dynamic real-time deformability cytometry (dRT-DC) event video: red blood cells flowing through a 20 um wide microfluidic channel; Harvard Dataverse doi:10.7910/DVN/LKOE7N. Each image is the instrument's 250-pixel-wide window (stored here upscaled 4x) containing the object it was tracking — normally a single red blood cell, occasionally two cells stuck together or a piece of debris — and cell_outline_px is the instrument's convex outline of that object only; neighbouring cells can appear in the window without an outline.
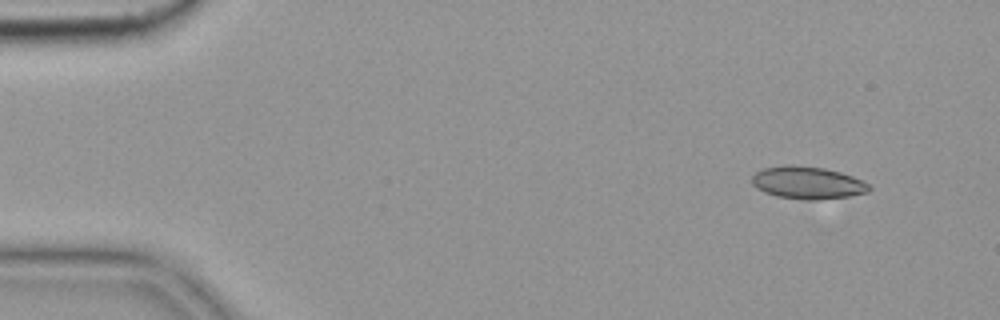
{"species": "common noctule bat (a hibernating species)", "species_latin": "Nyctalus noctula", "temperature_condition": "cold", "stored_images_in_passage": 7, "camera_frame_rate_fps": 3000, "um_per_image_px": 0.085, "animal": {"sex": "female", "body_mass_g": 19.9}, "frame": {"image": 1, "passage_image": 2, "time_ms": 0.333, "image_size_px": [1000, 320], "cell_outline_px": [[872, 188], [868, 192], [848, 196], [812, 200], [804, 200], [776, 196], [764, 192], [756, 188], [752, 184], [752, 176], [756, 172], [764, 168], [784, 164], [792, 164], [824, 168], [840, 172], [852, 176], [868, 184]], "centroid_in_image_um": [68.61, 15.52], "position_along_channel_um": 16.4, "area_um2": 22.2}}